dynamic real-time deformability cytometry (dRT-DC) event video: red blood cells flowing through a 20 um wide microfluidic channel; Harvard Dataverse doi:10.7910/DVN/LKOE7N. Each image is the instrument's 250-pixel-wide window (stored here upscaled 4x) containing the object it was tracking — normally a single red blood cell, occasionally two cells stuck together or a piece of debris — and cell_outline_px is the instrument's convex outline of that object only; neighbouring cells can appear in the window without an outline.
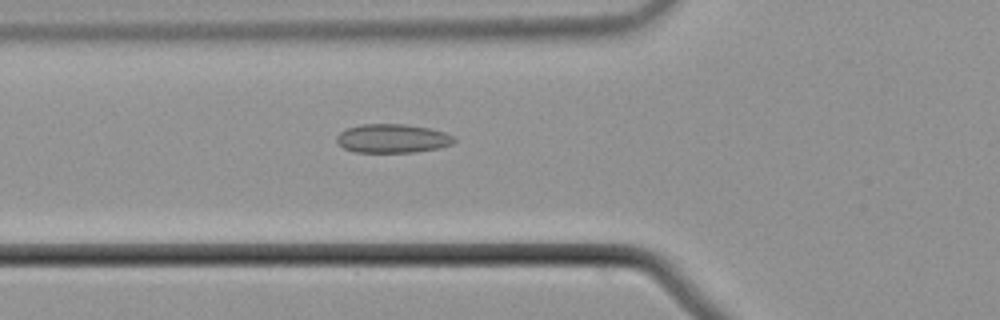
{"species": "common noctule bat (a hibernating species)", "species_latin": "Nyctalus noctula", "temperature_condition": "cold", "stored_images_in_passage": 52, "camera_frame_rate_fps": 3000, "um_per_image_px": 0.085, "animal": {"sex": "male", "body_mass_g": 21.5, "forearm_length_mm": 52.0}, "frame": {"image": 1, "passage_image": 20, "time_ms": 6.333, "image_size_px": [1000, 320], "cell_outline_px": [[456, 140], [452, 144], [440, 148], [412, 152], [356, 152], [344, 148], [336, 140], [336, 136], [344, 128], [360, 124], [404, 124], [428, 128], [444, 132], [452, 136]], "centroid_in_image_um": [33.33, 11.76], "position_along_channel_um": 92.5, "area_um2": 19.71}}
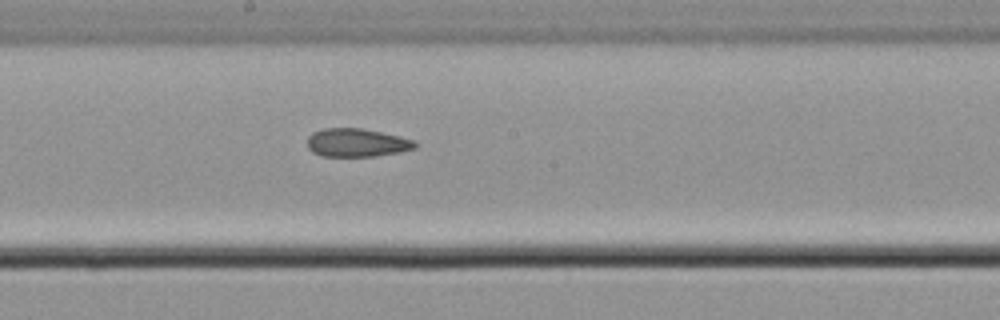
{"frame": {"image": 2, "passage_image": 30, "time_ms": 9.667, "image_size_px": [1000, 320], "cell_outline_px": [[420, 144], [416, 148], [400, 152], [376, 156], [320, 156], [312, 152], [308, 148], [308, 136], [312, 132], [324, 128], [360, 128], [400, 136], [412, 140]], "centroid_in_image_um": [30.33, 12.13], "position_along_channel_um": 217.9, "area_um2": 17.86}}
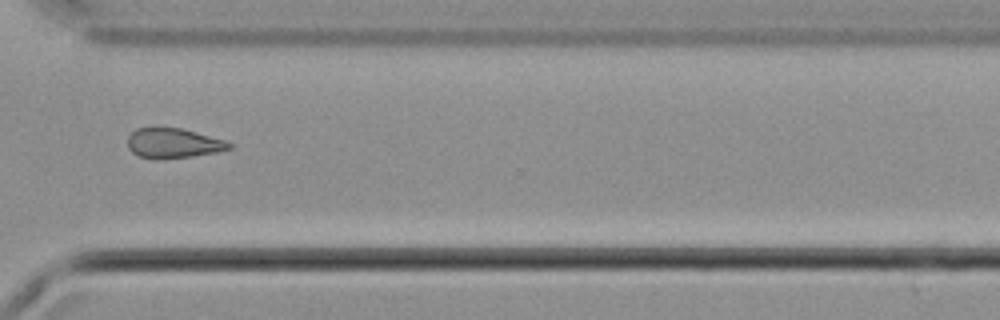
{"frame": {"image": 3, "passage_image": 41, "time_ms": 13.333, "image_size_px": [1000, 320], "cell_outline_px": [[232, 148], [216, 152], [192, 156], [160, 160], [152, 160], [140, 156], [132, 152], [128, 148], [128, 136], [136, 128], [156, 124], [180, 128], [228, 140], [232, 144]], "centroid_in_image_um": [14.69, 12.14], "position_along_channel_um": 355.9, "area_um2": 18.5}}